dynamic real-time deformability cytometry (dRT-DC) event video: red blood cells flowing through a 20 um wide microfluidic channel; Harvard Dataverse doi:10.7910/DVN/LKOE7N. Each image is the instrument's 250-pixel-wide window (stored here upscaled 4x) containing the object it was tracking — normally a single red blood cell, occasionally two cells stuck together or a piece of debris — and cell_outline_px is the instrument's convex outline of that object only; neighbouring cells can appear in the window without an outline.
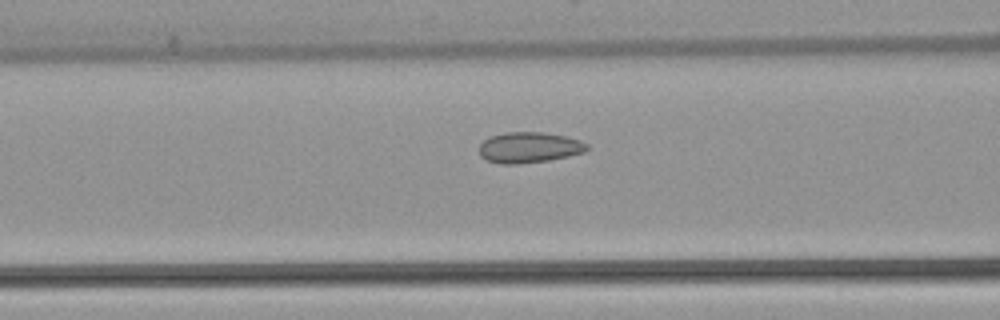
{"species": "common noctule bat (a hibernating species)", "species_latin": "Nyctalus noctula", "temperature_condition": "warm", "stored_images_in_passage": 52, "camera_frame_rate_fps": 3000, "um_per_image_px": 0.085, "animal": {"sex": "female", "body_mass_g": 22.7, "forearm_length_mm": 54.2}, "frame": {"image": 1, "passage_image": 21, "time_ms": 6.667, "image_size_px": [1000, 320], "cell_outline_px": [[588, 148], [584, 152], [568, 156], [548, 160], [516, 164], [500, 164], [484, 160], [480, 156], [480, 144], [484, 140], [492, 136], [504, 132], [544, 132], [568, 136], [580, 140], [588, 144]], "centroid_in_image_um": [44.97, 12.53], "position_along_channel_um": 121.6, "area_um2": 19.42}}
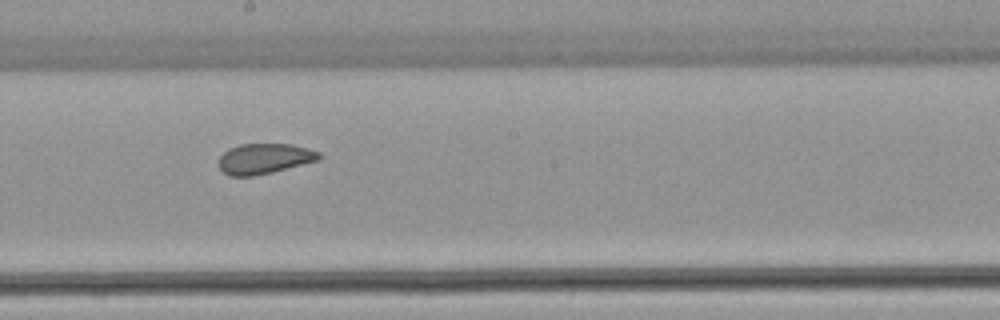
{"frame": {"image": 2, "passage_image": 29, "time_ms": 9.333, "image_size_px": [1000, 320], "cell_outline_px": [[320, 160], [272, 172], [252, 176], [228, 176], [220, 168], [220, 156], [228, 148], [240, 144], [288, 144], [308, 148], [320, 152]], "centroid_in_image_um": [22.48, 13.48], "position_along_channel_um": 225.7, "area_um2": 17.69}}
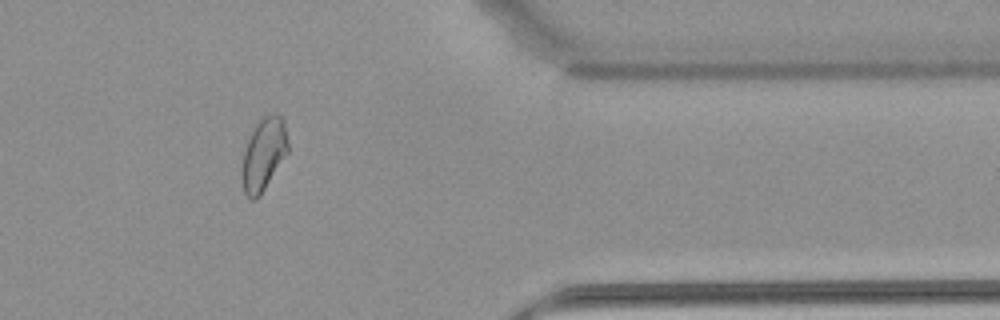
{"frame": {"image": 3, "passage_image": 43, "time_ms": 14.0, "image_size_px": [1000, 320], "cell_outline_px": [[288, 152], [260, 196], [256, 200], [252, 200], [244, 192], [244, 152], [248, 140], [256, 124], [264, 116], [276, 112], [284, 120], [288, 144]], "centroid_in_image_um": [22.46, 13.08], "position_along_channel_um": 388.9, "area_um2": 18.84}, "authors_computed_cell_mechanics": {"area_um2": 20.1722, "velocity_mm_per_s": 3.9079, "shape_relaxation_time_tau1_ms": null, "shape_relaxation_time_tau2_ms": 1.0226, "deformation_change_tau1": null, "deformation_change_tau2": 0.0473}}